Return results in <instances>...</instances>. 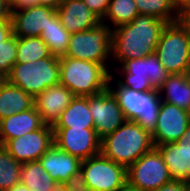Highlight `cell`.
<instances>
[{"mask_svg":"<svg viewBox=\"0 0 190 191\" xmlns=\"http://www.w3.org/2000/svg\"><path fill=\"white\" fill-rule=\"evenodd\" d=\"M38 161L51 178L61 185L64 184L70 176L81 171L82 161L60 150L55 144H53Z\"/></svg>","mask_w":190,"mask_h":191,"instance_id":"obj_19","label":"cell"},{"mask_svg":"<svg viewBox=\"0 0 190 191\" xmlns=\"http://www.w3.org/2000/svg\"><path fill=\"white\" fill-rule=\"evenodd\" d=\"M158 90L161 101L190 112V73L170 74Z\"/></svg>","mask_w":190,"mask_h":191,"instance_id":"obj_21","label":"cell"},{"mask_svg":"<svg viewBox=\"0 0 190 191\" xmlns=\"http://www.w3.org/2000/svg\"><path fill=\"white\" fill-rule=\"evenodd\" d=\"M88 8L102 19L108 9L110 0H83Z\"/></svg>","mask_w":190,"mask_h":191,"instance_id":"obj_32","label":"cell"},{"mask_svg":"<svg viewBox=\"0 0 190 191\" xmlns=\"http://www.w3.org/2000/svg\"><path fill=\"white\" fill-rule=\"evenodd\" d=\"M51 55L46 43L40 37H17L16 63H34Z\"/></svg>","mask_w":190,"mask_h":191,"instance_id":"obj_27","label":"cell"},{"mask_svg":"<svg viewBox=\"0 0 190 191\" xmlns=\"http://www.w3.org/2000/svg\"><path fill=\"white\" fill-rule=\"evenodd\" d=\"M171 3L179 15L190 7V0H171Z\"/></svg>","mask_w":190,"mask_h":191,"instance_id":"obj_37","label":"cell"},{"mask_svg":"<svg viewBox=\"0 0 190 191\" xmlns=\"http://www.w3.org/2000/svg\"><path fill=\"white\" fill-rule=\"evenodd\" d=\"M153 191H185L184 181L171 180Z\"/></svg>","mask_w":190,"mask_h":191,"instance_id":"obj_34","label":"cell"},{"mask_svg":"<svg viewBox=\"0 0 190 191\" xmlns=\"http://www.w3.org/2000/svg\"><path fill=\"white\" fill-rule=\"evenodd\" d=\"M94 128L89 109V96H75L53 128Z\"/></svg>","mask_w":190,"mask_h":191,"instance_id":"obj_23","label":"cell"},{"mask_svg":"<svg viewBox=\"0 0 190 191\" xmlns=\"http://www.w3.org/2000/svg\"><path fill=\"white\" fill-rule=\"evenodd\" d=\"M44 125L35 106L18 114H13L0 120V145L3 146L8 140L24 136Z\"/></svg>","mask_w":190,"mask_h":191,"instance_id":"obj_20","label":"cell"},{"mask_svg":"<svg viewBox=\"0 0 190 191\" xmlns=\"http://www.w3.org/2000/svg\"><path fill=\"white\" fill-rule=\"evenodd\" d=\"M55 12L54 8L38 4L11 9L13 34L16 37H40L43 28L48 25L49 17Z\"/></svg>","mask_w":190,"mask_h":191,"instance_id":"obj_16","label":"cell"},{"mask_svg":"<svg viewBox=\"0 0 190 191\" xmlns=\"http://www.w3.org/2000/svg\"><path fill=\"white\" fill-rule=\"evenodd\" d=\"M63 0H36V5H43L57 9Z\"/></svg>","mask_w":190,"mask_h":191,"instance_id":"obj_38","label":"cell"},{"mask_svg":"<svg viewBox=\"0 0 190 191\" xmlns=\"http://www.w3.org/2000/svg\"><path fill=\"white\" fill-rule=\"evenodd\" d=\"M113 75L111 72L108 89L117 98L125 119L138 123L143 129L152 133L157 125L161 105L159 90L155 88L144 92L136 91L121 86Z\"/></svg>","mask_w":190,"mask_h":191,"instance_id":"obj_4","label":"cell"},{"mask_svg":"<svg viewBox=\"0 0 190 191\" xmlns=\"http://www.w3.org/2000/svg\"><path fill=\"white\" fill-rule=\"evenodd\" d=\"M20 173V182L31 191H52L58 185L39 161L22 163Z\"/></svg>","mask_w":190,"mask_h":191,"instance_id":"obj_25","label":"cell"},{"mask_svg":"<svg viewBox=\"0 0 190 191\" xmlns=\"http://www.w3.org/2000/svg\"><path fill=\"white\" fill-rule=\"evenodd\" d=\"M59 56L36 60L34 63H15L6 80L36 97L46 88L59 83Z\"/></svg>","mask_w":190,"mask_h":191,"instance_id":"obj_7","label":"cell"},{"mask_svg":"<svg viewBox=\"0 0 190 191\" xmlns=\"http://www.w3.org/2000/svg\"><path fill=\"white\" fill-rule=\"evenodd\" d=\"M190 31V7L187 8L182 14H180L179 19Z\"/></svg>","mask_w":190,"mask_h":191,"instance_id":"obj_39","label":"cell"},{"mask_svg":"<svg viewBox=\"0 0 190 191\" xmlns=\"http://www.w3.org/2000/svg\"><path fill=\"white\" fill-rule=\"evenodd\" d=\"M21 165L0 145V188L6 191L20 183Z\"/></svg>","mask_w":190,"mask_h":191,"instance_id":"obj_29","label":"cell"},{"mask_svg":"<svg viewBox=\"0 0 190 191\" xmlns=\"http://www.w3.org/2000/svg\"><path fill=\"white\" fill-rule=\"evenodd\" d=\"M74 97L68 88L58 83L34 97V106L44 124L53 127Z\"/></svg>","mask_w":190,"mask_h":191,"instance_id":"obj_17","label":"cell"},{"mask_svg":"<svg viewBox=\"0 0 190 191\" xmlns=\"http://www.w3.org/2000/svg\"><path fill=\"white\" fill-rule=\"evenodd\" d=\"M17 59V37L12 34L0 45V73L7 77L16 63Z\"/></svg>","mask_w":190,"mask_h":191,"instance_id":"obj_30","label":"cell"},{"mask_svg":"<svg viewBox=\"0 0 190 191\" xmlns=\"http://www.w3.org/2000/svg\"><path fill=\"white\" fill-rule=\"evenodd\" d=\"M167 22L151 15L139 14L132 22L112 29L111 62L120 66L125 60L155 53Z\"/></svg>","mask_w":190,"mask_h":191,"instance_id":"obj_1","label":"cell"},{"mask_svg":"<svg viewBox=\"0 0 190 191\" xmlns=\"http://www.w3.org/2000/svg\"><path fill=\"white\" fill-rule=\"evenodd\" d=\"M70 35L55 12L49 17L48 25L43 28L40 38L46 43L52 55L63 56L68 49Z\"/></svg>","mask_w":190,"mask_h":191,"instance_id":"obj_24","label":"cell"},{"mask_svg":"<svg viewBox=\"0 0 190 191\" xmlns=\"http://www.w3.org/2000/svg\"><path fill=\"white\" fill-rule=\"evenodd\" d=\"M189 125V111L161 101L157 125L151 133L154 146L176 142Z\"/></svg>","mask_w":190,"mask_h":191,"instance_id":"obj_14","label":"cell"},{"mask_svg":"<svg viewBox=\"0 0 190 191\" xmlns=\"http://www.w3.org/2000/svg\"><path fill=\"white\" fill-rule=\"evenodd\" d=\"M62 185L67 191H90L81 171L70 176Z\"/></svg>","mask_w":190,"mask_h":191,"instance_id":"obj_31","label":"cell"},{"mask_svg":"<svg viewBox=\"0 0 190 191\" xmlns=\"http://www.w3.org/2000/svg\"><path fill=\"white\" fill-rule=\"evenodd\" d=\"M169 170L172 180L186 181L190 179V125L174 143L154 146Z\"/></svg>","mask_w":190,"mask_h":191,"instance_id":"obj_15","label":"cell"},{"mask_svg":"<svg viewBox=\"0 0 190 191\" xmlns=\"http://www.w3.org/2000/svg\"><path fill=\"white\" fill-rule=\"evenodd\" d=\"M112 28L100 22L96 27L77 33H72L65 57L87 60L103 64L111 69Z\"/></svg>","mask_w":190,"mask_h":191,"instance_id":"obj_6","label":"cell"},{"mask_svg":"<svg viewBox=\"0 0 190 191\" xmlns=\"http://www.w3.org/2000/svg\"><path fill=\"white\" fill-rule=\"evenodd\" d=\"M52 191H67V190L63 185L58 184Z\"/></svg>","mask_w":190,"mask_h":191,"instance_id":"obj_41","label":"cell"},{"mask_svg":"<svg viewBox=\"0 0 190 191\" xmlns=\"http://www.w3.org/2000/svg\"><path fill=\"white\" fill-rule=\"evenodd\" d=\"M172 177L160 152L153 147L127 168V185L141 191H153Z\"/></svg>","mask_w":190,"mask_h":191,"instance_id":"obj_9","label":"cell"},{"mask_svg":"<svg viewBox=\"0 0 190 191\" xmlns=\"http://www.w3.org/2000/svg\"><path fill=\"white\" fill-rule=\"evenodd\" d=\"M10 8H26L36 5V0H6Z\"/></svg>","mask_w":190,"mask_h":191,"instance_id":"obj_36","label":"cell"},{"mask_svg":"<svg viewBox=\"0 0 190 191\" xmlns=\"http://www.w3.org/2000/svg\"><path fill=\"white\" fill-rule=\"evenodd\" d=\"M11 20V8L6 0H0V22Z\"/></svg>","mask_w":190,"mask_h":191,"instance_id":"obj_35","label":"cell"},{"mask_svg":"<svg viewBox=\"0 0 190 191\" xmlns=\"http://www.w3.org/2000/svg\"><path fill=\"white\" fill-rule=\"evenodd\" d=\"M6 81V77L0 73V86Z\"/></svg>","mask_w":190,"mask_h":191,"instance_id":"obj_44","label":"cell"},{"mask_svg":"<svg viewBox=\"0 0 190 191\" xmlns=\"http://www.w3.org/2000/svg\"><path fill=\"white\" fill-rule=\"evenodd\" d=\"M184 189L185 191H190V179L184 181Z\"/></svg>","mask_w":190,"mask_h":191,"instance_id":"obj_42","label":"cell"},{"mask_svg":"<svg viewBox=\"0 0 190 191\" xmlns=\"http://www.w3.org/2000/svg\"><path fill=\"white\" fill-rule=\"evenodd\" d=\"M139 14L151 15L164 22L179 21L180 15L174 9L171 0H134Z\"/></svg>","mask_w":190,"mask_h":191,"instance_id":"obj_28","label":"cell"},{"mask_svg":"<svg viewBox=\"0 0 190 191\" xmlns=\"http://www.w3.org/2000/svg\"><path fill=\"white\" fill-rule=\"evenodd\" d=\"M13 34L12 20L0 22V45Z\"/></svg>","mask_w":190,"mask_h":191,"instance_id":"obj_33","label":"cell"},{"mask_svg":"<svg viewBox=\"0 0 190 191\" xmlns=\"http://www.w3.org/2000/svg\"><path fill=\"white\" fill-rule=\"evenodd\" d=\"M6 191H31L26 185L22 184L21 182L14 185L11 189Z\"/></svg>","mask_w":190,"mask_h":191,"instance_id":"obj_40","label":"cell"},{"mask_svg":"<svg viewBox=\"0 0 190 191\" xmlns=\"http://www.w3.org/2000/svg\"><path fill=\"white\" fill-rule=\"evenodd\" d=\"M116 69L120 77L114 78L121 86L140 92L158 89L170 75L155 53L125 60L120 66H116Z\"/></svg>","mask_w":190,"mask_h":191,"instance_id":"obj_8","label":"cell"},{"mask_svg":"<svg viewBox=\"0 0 190 191\" xmlns=\"http://www.w3.org/2000/svg\"><path fill=\"white\" fill-rule=\"evenodd\" d=\"M89 109L100 139L113 133L126 121L117 98L108 88L89 96Z\"/></svg>","mask_w":190,"mask_h":191,"instance_id":"obj_12","label":"cell"},{"mask_svg":"<svg viewBox=\"0 0 190 191\" xmlns=\"http://www.w3.org/2000/svg\"><path fill=\"white\" fill-rule=\"evenodd\" d=\"M54 144L81 161L101 152V139L94 128H53Z\"/></svg>","mask_w":190,"mask_h":191,"instance_id":"obj_11","label":"cell"},{"mask_svg":"<svg viewBox=\"0 0 190 191\" xmlns=\"http://www.w3.org/2000/svg\"><path fill=\"white\" fill-rule=\"evenodd\" d=\"M54 144L53 127L44 125L19 138L8 140L3 147L18 162H32L38 159Z\"/></svg>","mask_w":190,"mask_h":191,"instance_id":"obj_13","label":"cell"},{"mask_svg":"<svg viewBox=\"0 0 190 191\" xmlns=\"http://www.w3.org/2000/svg\"><path fill=\"white\" fill-rule=\"evenodd\" d=\"M154 147L151 133L138 123L125 121L101 139V154L128 168Z\"/></svg>","mask_w":190,"mask_h":191,"instance_id":"obj_2","label":"cell"},{"mask_svg":"<svg viewBox=\"0 0 190 191\" xmlns=\"http://www.w3.org/2000/svg\"><path fill=\"white\" fill-rule=\"evenodd\" d=\"M34 107V97L7 80L0 86V120Z\"/></svg>","mask_w":190,"mask_h":191,"instance_id":"obj_22","label":"cell"},{"mask_svg":"<svg viewBox=\"0 0 190 191\" xmlns=\"http://www.w3.org/2000/svg\"><path fill=\"white\" fill-rule=\"evenodd\" d=\"M155 54L170 74L190 73V31L180 20L166 24Z\"/></svg>","mask_w":190,"mask_h":191,"instance_id":"obj_5","label":"cell"},{"mask_svg":"<svg viewBox=\"0 0 190 191\" xmlns=\"http://www.w3.org/2000/svg\"><path fill=\"white\" fill-rule=\"evenodd\" d=\"M137 15L139 13L134 0H110L107 12L101 22L114 29L132 22Z\"/></svg>","mask_w":190,"mask_h":191,"instance_id":"obj_26","label":"cell"},{"mask_svg":"<svg viewBox=\"0 0 190 191\" xmlns=\"http://www.w3.org/2000/svg\"><path fill=\"white\" fill-rule=\"evenodd\" d=\"M59 65V83L74 96L87 97L108 88L111 72L103 64L59 56Z\"/></svg>","mask_w":190,"mask_h":191,"instance_id":"obj_3","label":"cell"},{"mask_svg":"<svg viewBox=\"0 0 190 191\" xmlns=\"http://www.w3.org/2000/svg\"><path fill=\"white\" fill-rule=\"evenodd\" d=\"M56 13L62 26L70 34L94 28L101 22L83 0H63Z\"/></svg>","mask_w":190,"mask_h":191,"instance_id":"obj_18","label":"cell"},{"mask_svg":"<svg viewBox=\"0 0 190 191\" xmlns=\"http://www.w3.org/2000/svg\"><path fill=\"white\" fill-rule=\"evenodd\" d=\"M81 172L90 191L122 190L127 185V168L101 153L83 160Z\"/></svg>","mask_w":190,"mask_h":191,"instance_id":"obj_10","label":"cell"},{"mask_svg":"<svg viewBox=\"0 0 190 191\" xmlns=\"http://www.w3.org/2000/svg\"><path fill=\"white\" fill-rule=\"evenodd\" d=\"M120 191H141V190H137V189H133L131 187H129L128 185H126L122 190Z\"/></svg>","mask_w":190,"mask_h":191,"instance_id":"obj_43","label":"cell"},{"mask_svg":"<svg viewBox=\"0 0 190 191\" xmlns=\"http://www.w3.org/2000/svg\"><path fill=\"white\" fill-rule=\"evenodd\" d=\"M96 191H120V190H96Z\"/></svg>","mask_w":190,"mask_h":191,"instance_id":"obj_45","label":"cell"}]
</instances>
